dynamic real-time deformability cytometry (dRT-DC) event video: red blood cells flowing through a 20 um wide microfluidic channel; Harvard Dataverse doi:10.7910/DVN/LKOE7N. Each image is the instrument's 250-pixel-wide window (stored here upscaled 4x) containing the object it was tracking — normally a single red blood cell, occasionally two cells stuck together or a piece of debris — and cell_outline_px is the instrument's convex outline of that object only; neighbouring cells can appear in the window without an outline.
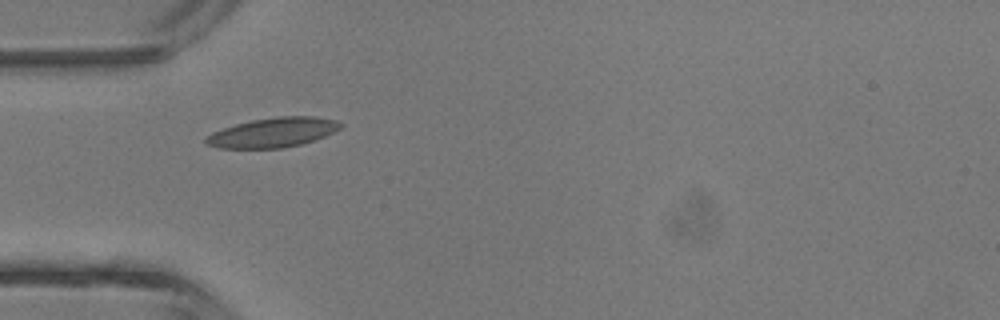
{"species": "common noctule bat (a hibernating species)", "species_latin": "Nyctalus noctula", "temperature_condition": "room temperature", "stored_images_in_passage": 3, "camera_frame_rate_fps": 3000, "um_per_image_px": 0.085, "animal": {"sex": "male", "body_mass_g": 13.3}, "frame": {"image": 1, "passage_image": 2, "time_ms": 2.333, "image_size_px": [1000, 320], "cell_outline_px": [[344, 124], [340, 128], [316, 140], [284, 148], [220, 148], [204, 144], [204, 140], [212, 132], [236, 124], [252, 120], [276, 116], [316, 116], [336, 120]], "centroid_in_image_um": [23.21, 11.26], "position_along_channel_um": 61.8, "area_um2": 23.24}}
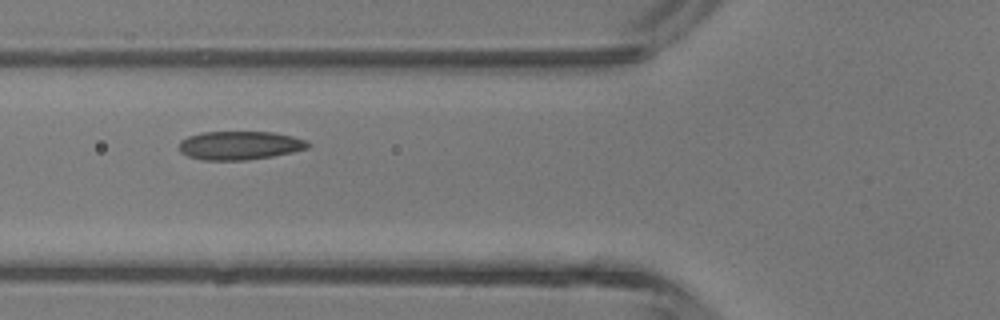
{"frame": {"image": 2, "passage_image": 3, "time_ms": 3.333, "image_size_px": [1000, 320], "cell_outline_px": [[312, 144], [308, 148], [292, 152], [272, 156], [248, 160], [204, 160], [188, 156], [180, 152], [180, 140], [188, 136], [200, 132], [272, 132], [292, 136], [308, 140]], "centroid_in_image_um": [20.4, 12.36], "position_along_channel_um": 105.4, "area_um2": 21.56}}